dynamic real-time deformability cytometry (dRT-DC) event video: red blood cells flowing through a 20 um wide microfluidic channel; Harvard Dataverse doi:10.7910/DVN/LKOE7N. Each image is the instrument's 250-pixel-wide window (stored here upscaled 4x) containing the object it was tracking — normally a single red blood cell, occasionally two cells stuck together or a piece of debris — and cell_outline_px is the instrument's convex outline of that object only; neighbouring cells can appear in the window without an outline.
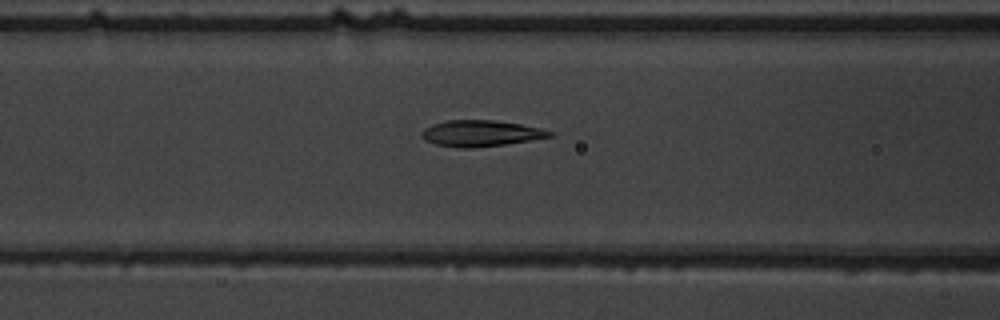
{"species": "common noctule bat (a hibernating species)", "species_latin": "Nyctalus noctula", "temperature_condition": "warm", "stored_images_in_passage": 55, "camera_frame_rate_fps": 3000, "um_per_image_px": 0.085, "animal": {"sex": "male", "body_mass_g": 19.5, "forearm_length_mm": 54.6}, "frame": {"image": 1, "passage_image": 24, "time_ms": 7.667, "image_size_px": [1000, 320], "cell_outline_px": [[552, 136], [504, 144], [476, 148], [460, 148], [436, 144], [424, 140], [420, 136], [420, 132], [424, 128], [432, 124], [448, 120], [496, 120], [520, 124], [540, 128], [552, 132]], "centroid_in_image_um": [40.79, 11.33], "position_along_channel_um": 125.8, "area_um2": 19.42}}
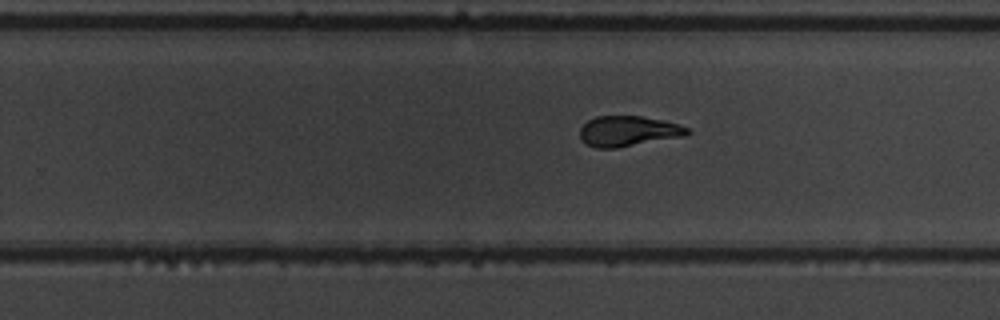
{"frame": {"image": 2, "passage_image": 36, "time_ms": 11.667, "image_size_px": [1000, 320], "cell_outline_px": [[692, 132], [684, 136], [616, 148], [596, 148], [580, 140], [580, 128], [588, 120], [596, 116], [640, 116], [664, 120], [688, 128]], "centroid_in_image_um": [53.38, 11.14], "position_along_channel_um": 276.4, "area_um2": 18.96}}
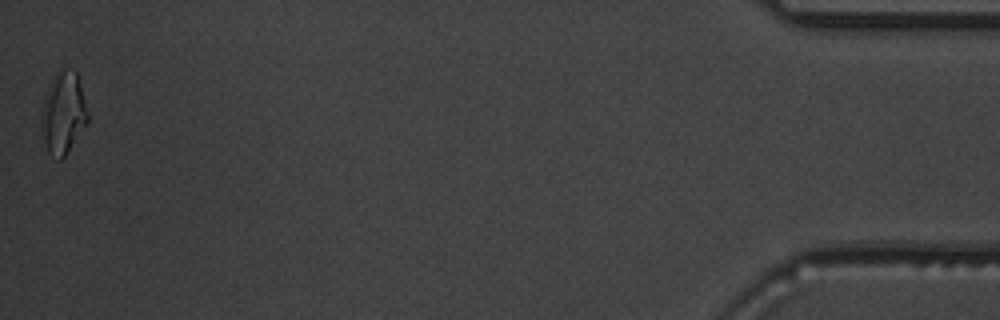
{"frame": {"image": 3, "passage_image": 55, "time_ms": 18.0, "image_size_px": [1000, 320], "cell_outline_px": [[88, 120], [64, 156], [60, 160], [48, 152], [44, 140], [40, 116], [40, 112], [48, 84], [52, 76], [60, 68], [64, 68], [76, 72], [88, 116]], "centroid_in_image_um": [5.33, 9.56], "position_along_channel_um": 429.9, "area_um2": 21.62}, "authors_computed_cell_mechanics": {"area_um2": 19.8254, "velocity_mm_per_s": 3.7847, "shape_relaxation_time_tau1_ms": 5.0582, "shape_relaxation_time_tau2_ms": 1.278, "deformation_change_tau1": 0.207, "deformation_change_tau2": 0.0861}}